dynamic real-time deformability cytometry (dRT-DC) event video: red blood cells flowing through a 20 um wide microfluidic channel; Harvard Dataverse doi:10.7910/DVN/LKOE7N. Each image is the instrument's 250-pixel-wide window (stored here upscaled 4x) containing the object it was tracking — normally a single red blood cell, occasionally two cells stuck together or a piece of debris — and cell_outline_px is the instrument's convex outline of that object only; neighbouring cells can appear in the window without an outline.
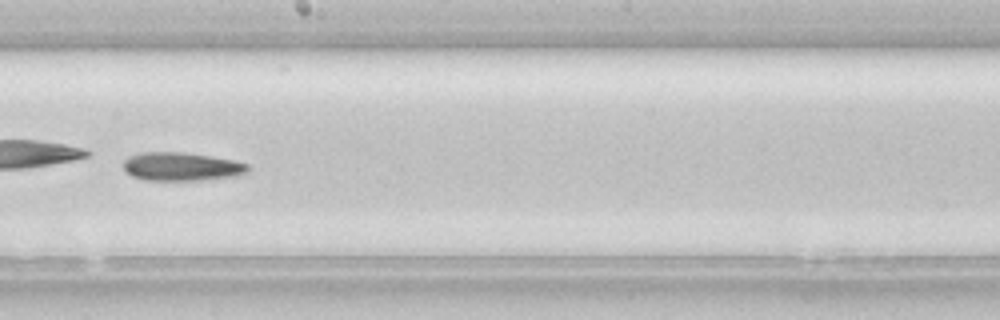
{"species": "common noctule bat (a hibernating species)", "species_latin": "Nyctalus noctula", "temperature_condition": "room temperature", "stored_images_in_passage": 48, "camera_frame_rate_fps": 3000, "um_per_image_px": 0.085, "animal": {"sex": "female", "body_mass_g": 22.7, "forearm_length_mm": 54.2}, "frame": {"image": 1, "passage_image": 28, "time_ms": 9.0, "image_size_px": [1000, 320], "cell_outline_px": [[248, 172], [236, 176], [200, 180], [144, 180], [132, 176], [124, 168], [124, 160], [128, 156], [140, 152], [184, 152], [232, 160], [248, 164]], "centroid_in_image_um": [15.4, 14.16], "position_along_channel_um": 232.8, "area_um2": 20.52}, "authors_computed_cell_mechanics": {"area_um2": 21.7906, "velocity_mm_per_s": 4.1213, "shape_relaxation_time_tau1_ms": 0.6488, "shape_relaxation_time_tau2_ms": null, "deformation_change_tau1": 0.1897, "deformation_change_tau2": null}}